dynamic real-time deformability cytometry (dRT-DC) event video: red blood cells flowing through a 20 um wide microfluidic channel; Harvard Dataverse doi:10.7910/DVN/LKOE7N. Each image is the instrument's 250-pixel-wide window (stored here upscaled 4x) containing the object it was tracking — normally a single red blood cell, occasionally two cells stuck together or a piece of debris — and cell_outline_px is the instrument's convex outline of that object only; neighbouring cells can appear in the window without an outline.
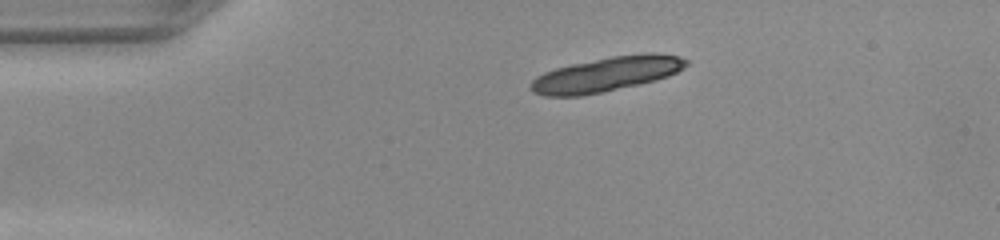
{"species": "common noctule bat (a hibernating species)", "species_latin": "Nyctalus noctula", "temperature_condition": "warm", "stored_images_in_passage": 8, "camera_frame_rate_fps": 3000, "um_per_image_px": 0.085, "animal": {"sex": "female", "body_mass_g": 22.0, "forearm_length_mm": 56.7}, "frame": {"image": 1, "passage_image": 1, "time_ms": 0.0, "image_size_px": [1000, 240], "cell_outline_px": [[688, 64], [684, 68], [668, 76], [656, 80], [640, 84], [580, 96], [544, 96], [532, 92], [528, 88], [532, 80], [536, 76], [544, 72], [556, 68], [572, 64], [612, 56], [648, 52], [652, 52], [676, 56], [688, 60]], "centroid_in_image_um": [51.52, 6.31], "position_along_channel_um": 33.5, "area_um2": 31.27}}